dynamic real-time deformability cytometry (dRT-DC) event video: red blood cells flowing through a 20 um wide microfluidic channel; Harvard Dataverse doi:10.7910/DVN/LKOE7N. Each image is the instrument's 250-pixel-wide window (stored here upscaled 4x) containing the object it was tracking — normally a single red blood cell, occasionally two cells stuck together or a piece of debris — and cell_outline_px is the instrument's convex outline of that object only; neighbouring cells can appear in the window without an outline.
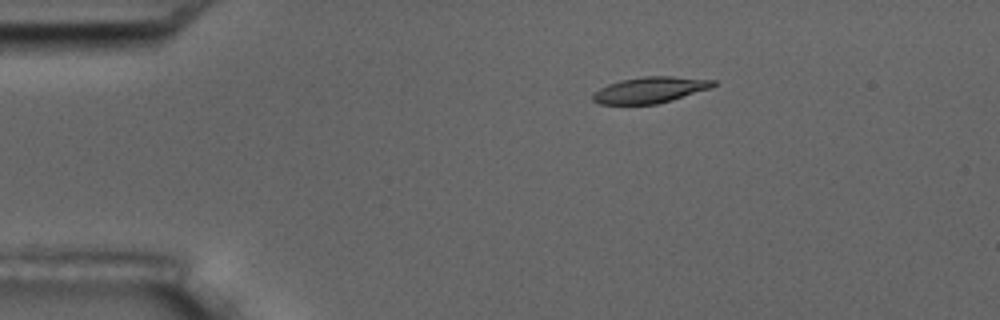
{"species": "common noctule bat (a hibernating species)", "species_latin": "Nyctalus noctula", "temperature_condition": "room temperature", "stored_images_in_passage": 6, "camera_frame_rate_fps": 3000, "um_per_image_px": 0.085, "animal": {"sex": "male", "body_mass_g": 17.5, "forearm_length_mm": 52.3}, "frame": {"image": 1, "passage_image": 3, "time_ms": 2.667, "image_size_px": [1000, 320], "cell_outline_px": [[716, 84], [712, 88], [672, 100], [656, 104], [600, 104], [592, 100], [592, 96], [600, 88], [608, 84], [620, 80], [644, 76], [672, 76], [716, 80]], "centroid_in_image_um": [55.29, 7.64], "position_along_channel_um": 29.7, "area_um2": 18.32}}
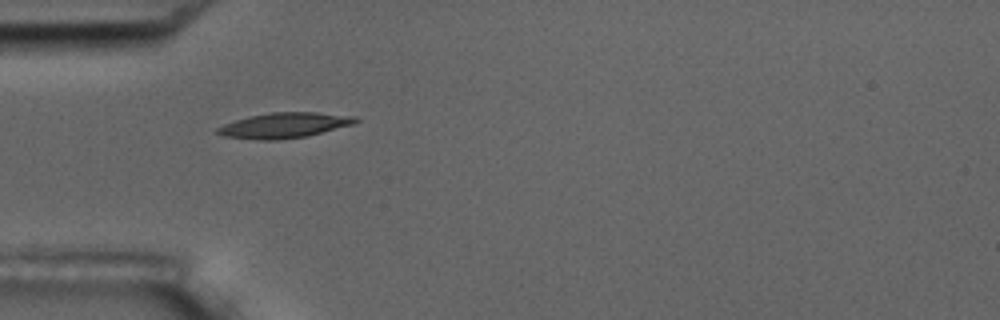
{"frame": {"image": 2, "passage_image": 5, "time_ms": 5.0, "image_size_px": [1000, 320], "cell_outline_px": [[360, 120], [356, 124], [308, 136], [276, 140], [260, 140], [224, 136], [216, 132], [216, 128], [224, 124], [248, 116], [272, 112], [316, 112], [356, 116]], "centroid_in_image_um": [24.22, 10.65], "position_along_channel_um": 60.8, "area_um2": 20.52}}